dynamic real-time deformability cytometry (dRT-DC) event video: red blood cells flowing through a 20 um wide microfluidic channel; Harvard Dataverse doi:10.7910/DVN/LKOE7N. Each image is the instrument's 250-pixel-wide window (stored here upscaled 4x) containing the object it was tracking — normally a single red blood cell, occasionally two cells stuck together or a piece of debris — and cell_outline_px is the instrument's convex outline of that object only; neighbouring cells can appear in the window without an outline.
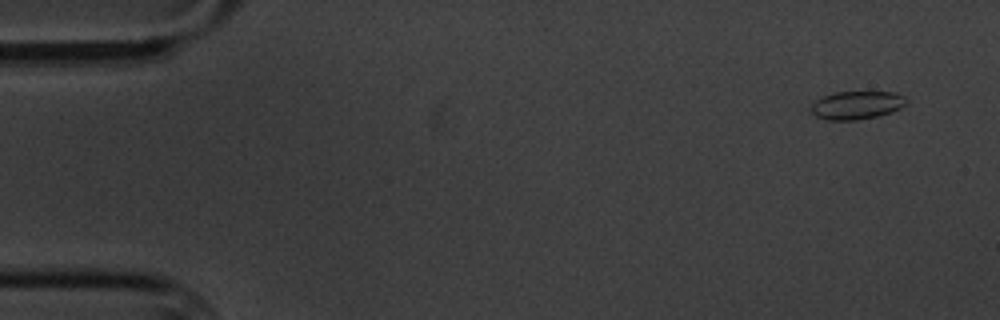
{"species": "common noctule bat (a hibernating species)", "species_latin": "Nyctalus noctula", "temperature_condition": "cold", "stored_images_in_passage": 6, "camera_frame_rate_fps": 3000, "um_per_image_px": 0.085, "animal": {"sex": "male", "body_mass_g": 20.1, "forearm_length_mm": 53.5}, "frame": {"image": 1, "passage_image": 1, "time_ms": 0.0, "image_size_px": [1000, 320], "cell_outline_px": [[908, 100], [900, 108], [892, 112], [876, 116], [856, 120], [828, 120], [816, 116], [812, 112], [812, 104], [816, 100], [824, 96], [836, 92], [896, 92], [904, 96]], "centroid_in_image_um": [72.84, 8.93], "position_along_channel_um": 12.2, "area_um2": 15.49}}
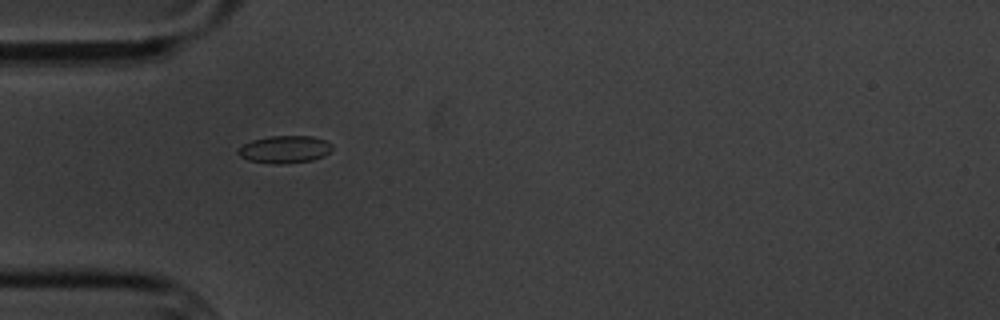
{"frame": {"image": 2, "passage_image": 5, "time_ms": 4.667, "image_size_px": [1000, 320], "cell_outline_px": [[332, 148], [324, 156], [312, 160], [280, 164], [272, 164], [248, 160], [240, 156], [236, 152], [244, 144], [252, 140], [272, 136], [312, 136], [324, 140], [332, 144]], "centroid_in_image_um": [24.19, 12.7], "position_along_channel_um": 60.8, "area_um2": 14.91}}
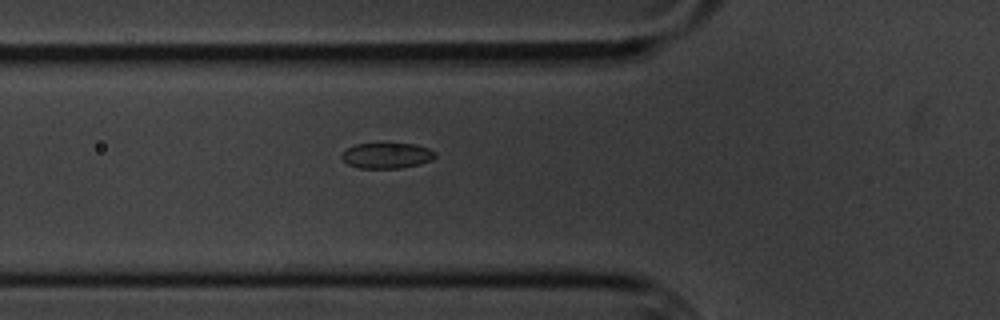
{"frame": {"image": 3, "passage_image": 6, "time_ms": 5.667, "image_size_px": [1000, 320], "cell_outline_px": [[436, 156], [432, 160], [420, 164], [400, 168], [360, 168], [348, 164], [340, 156], [348, 148], [356, 144], [416, 144], [428, 148], [436, 152]], "centroid_in_image_um": [32.92, 13.23], "position_along_channel_um": 92.9, "area_um2": 13.81}}